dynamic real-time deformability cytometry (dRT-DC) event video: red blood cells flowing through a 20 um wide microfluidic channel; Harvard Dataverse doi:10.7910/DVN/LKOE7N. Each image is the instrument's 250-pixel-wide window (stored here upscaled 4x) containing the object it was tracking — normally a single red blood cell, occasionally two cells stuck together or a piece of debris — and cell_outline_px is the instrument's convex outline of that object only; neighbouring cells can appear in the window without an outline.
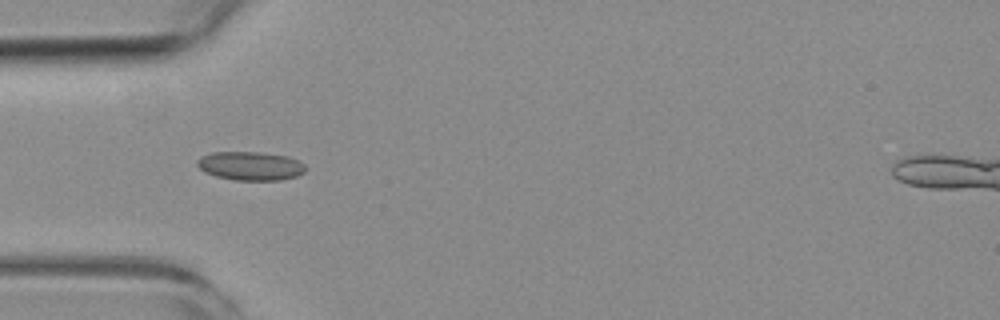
{"species": "common noctule bat (a hibernating species)", "species_latin": "Nyctalus noctula", "temperature_condition": "room temperature", "stored_images_in_passage": 6, "camera_frame_rate_fps": 3000, "um_per_image_px": 0.085, "animal": {"sex": "female", "body_mass_g": 19.3, "forearm_length_mm": 54.1}, "frame": {"image": 1, "passage_image": 5, "time_ms": 4.667, "image_size_px": [1000, 320], "cell_outline_px": [[308, 168], [304, 172], [296, 176], [280, 180], [232, 180], [216, 176], [204, 172], [196, 164], [196, 160], [200, 156], [212, 152], [256, 152], [288, 156], [300, 160]], "centroid_in_image_um": [21.29, 14.1], "position_along_channel_um": 63.7, "area_um2": 18.32}}
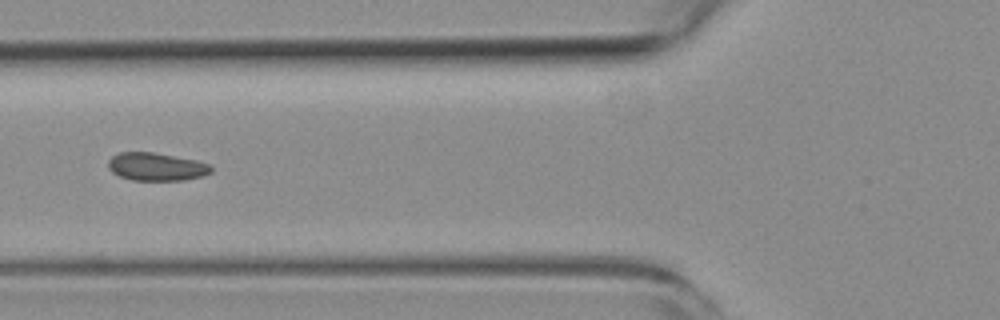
{"frame": {"image": 2, "passage_image": 6, "time_ms": 6.0, "image_size_px": [1000, 320], "cell_outline_px": [[212, 172], [200, 176], [184, 180], [132, 180], [120, 176], [112, 172], [108, 168], [108, 160], [112, 156], [120, 152], [152, 152], [196, 160], [212, 164]], "centroid_in_image_um": [13.29, 14.17], "position_along_channel_um": 112.5, "area_um2": 16.76}}